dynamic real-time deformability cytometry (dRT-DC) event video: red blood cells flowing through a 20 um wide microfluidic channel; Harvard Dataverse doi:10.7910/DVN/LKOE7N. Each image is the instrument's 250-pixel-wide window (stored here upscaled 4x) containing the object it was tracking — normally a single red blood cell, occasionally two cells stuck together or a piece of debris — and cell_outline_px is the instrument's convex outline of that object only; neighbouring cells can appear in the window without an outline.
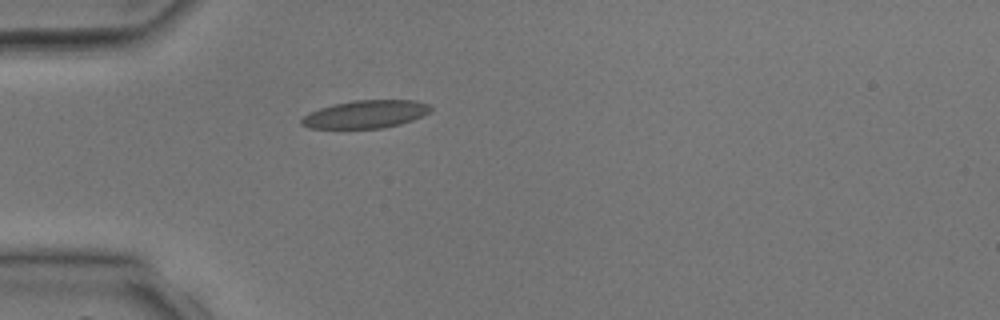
{"species": "common noctule bat (a hibernating species)", "species_latin": "Nyctalus noctula", "temperature_condition": "room temperature", "stored_images_in_passage": 1, "camera_frame_rate_fps": 3000, "um_per_image_px": 0.085, "animal": {"sex": "male", "body_mass_g": 17.9, "forearm_length_mm": 54.2}, "frame": {"image": 1, "passage_image": 1, "time_ms": 0.0, "image_size_px": [1000, 320], "cell_outline_px": [[432, 108], [428, 112], [412, 120], [400, 124], [380, 128], [308, 128], [300, 124], [300, 120], [308, 112], [320, 108], [352, 100], [416, 100], [432, 104]], "centroid_in_image_um": [31.07, 9.7], "position_along_channel_um": 53.9, "area_um2": 20.92}}